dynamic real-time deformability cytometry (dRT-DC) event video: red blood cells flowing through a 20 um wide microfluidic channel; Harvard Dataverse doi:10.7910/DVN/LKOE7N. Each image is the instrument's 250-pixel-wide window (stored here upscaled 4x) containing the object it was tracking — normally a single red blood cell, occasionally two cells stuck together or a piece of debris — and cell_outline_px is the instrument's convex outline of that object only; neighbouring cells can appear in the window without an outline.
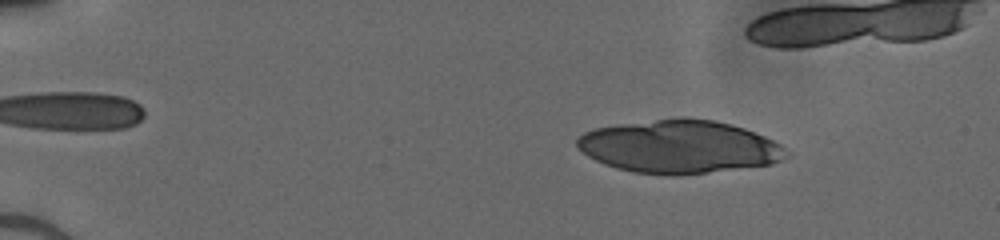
{"species": "human", "species_latin": "Homo sapiens", "temperature_condition": "cold", "stored_images_in_passage": 18, "camera_frame_rate_fps": 3000, "um_per_image_px": 0.085, "donor": {"sex": "male"}, "frame": {"image": 1, "passage_image": 8, "time_ms": 2.333, "image_size_px": [1000, 240], "cell_outline_px": [[788, 156], [780, 160], [768, 164], [680, 176], [668, 176], [632, 172], [616, 168], [604, 164], [588, 156], [576, 148], [576, 140], [584, 132], [596, 128], [616, 124], [676, 116], [688, 116], [716, 120], [732, 124], [744, 128], [764, 136], [780, 144], [784, 148]], "centroid_in_image_um": [57.68, 12.45], "position_along_channel_um": 27.3, "area_um2": 65.31}}